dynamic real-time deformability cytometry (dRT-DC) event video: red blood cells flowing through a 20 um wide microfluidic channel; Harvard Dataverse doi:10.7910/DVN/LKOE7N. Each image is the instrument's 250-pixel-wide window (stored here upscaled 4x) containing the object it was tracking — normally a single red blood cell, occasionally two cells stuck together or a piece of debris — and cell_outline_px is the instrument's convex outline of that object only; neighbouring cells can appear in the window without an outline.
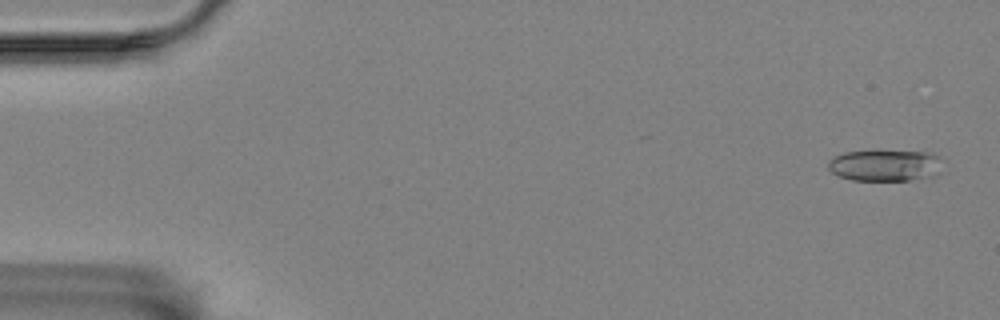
{"species": "Egyptian fruit bat (a non-hibernating species)", "species_latin": "Rousettus aegyptiacus", "temperature_condition": "room temperature", "stored_images_in_passage": 54, "camera_frame_rate_fps": 3000, "um_per_image_px": 0.085, "animal": {"sex": "female"}, "frame": {"image": 1, "passage_image": 2, "time_ms": 0.333, "image_size_px": [1000, 320], "cell_outline_px": [[940, 172], [936, 176], [908, 180], [852, 180], [840, 176], [832, 172], [828, 168], [828, 160], [832, 156], [844, 152], [932, 152], [940, 156]], "centroid_in_image_um": [75.24, 14.07], "position_along_channel_um": 9.8, "area_um2": 20.81}}
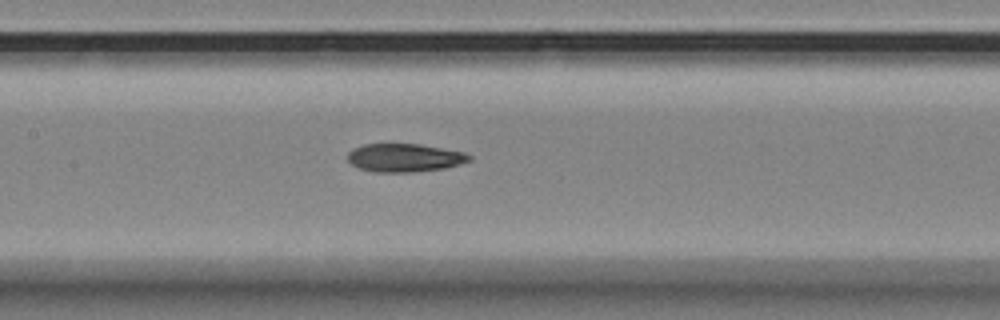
{"frame": {"image": 2, "passage_image": 27, "time_ms": 8.667, "image_size_px": [1000, 320], "cell_outline_px": [[472, 160], [460, 164], [444, 168], [412, 172], [376, 172], [360, 168], [352, 164], [348, 160], [348, 152], [352, 148], [364, 144], [420, 144], [464, 152], [472, 156]], "centroid_in_image_um": [34.4, 13.4], "position_along_channel_um": 173.0, "area_um2": 20.0}}
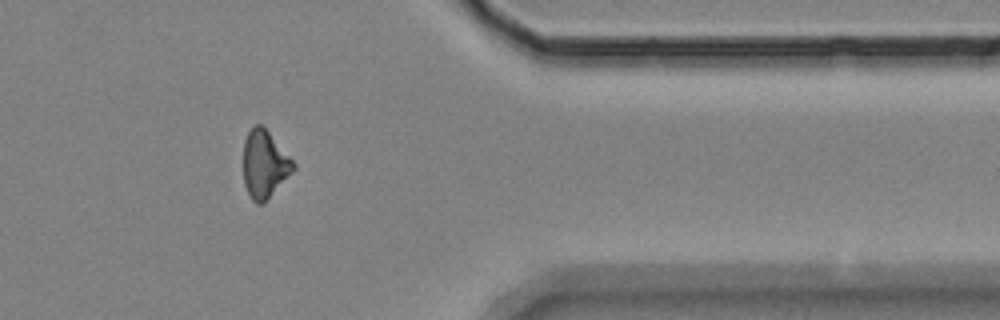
{"frame": {"image": 3, "passage_image": 47, "time_ms": 15.333, "image_size_px": [1000, 320], "cell_outline_px": [[296, 168], [264, 204], [256, 204], [252, 200], [244, 184], [244, 140], [248, 132], [256, 124], [260, 124], [268, 132], [296, 164]], "centroid_in_image_um": [22.49, 14.0], "position_along_channel_um": 388.9, "area_um2": 19.48}}